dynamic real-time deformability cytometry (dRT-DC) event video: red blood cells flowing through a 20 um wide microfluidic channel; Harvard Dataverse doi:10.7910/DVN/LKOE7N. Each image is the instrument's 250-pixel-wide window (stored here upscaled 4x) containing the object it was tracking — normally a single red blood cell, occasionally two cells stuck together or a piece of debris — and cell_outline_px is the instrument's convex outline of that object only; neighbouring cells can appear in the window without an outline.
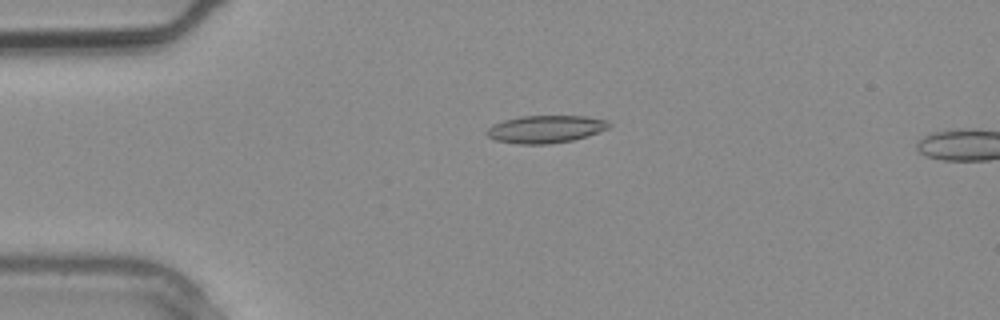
{"species": "common noctule bat (a hibernating species)", "species_latin": "Nyctalus noctula", "temperature_condition": "warm", "stored_images_in_passage": 2, "segment_of_instrument_passage": [1, 2], "camera_frame_rate_fps": 3000, "um_per_image_px": 0.085, "animal": {"sex": "male", "body_mass_g": 20.4}, "frame": {"image": 1, "passage_image": 1, "time_ms": 0.0, "image_size_px": [1000, 320], "cell_outline_px": [[612, 124], [608, 128], [588, 136], [572, 140], [548, 144], [520, 144], [496, 140], [488, 136], [484, 132], [492, 124], [504, 120], [520, 116], [588, 116], [608, 120]], "centroid_in_image_um": [46.38, 10.97], "position_along_channel_um": 38.6, "area_um2": 19.71}}